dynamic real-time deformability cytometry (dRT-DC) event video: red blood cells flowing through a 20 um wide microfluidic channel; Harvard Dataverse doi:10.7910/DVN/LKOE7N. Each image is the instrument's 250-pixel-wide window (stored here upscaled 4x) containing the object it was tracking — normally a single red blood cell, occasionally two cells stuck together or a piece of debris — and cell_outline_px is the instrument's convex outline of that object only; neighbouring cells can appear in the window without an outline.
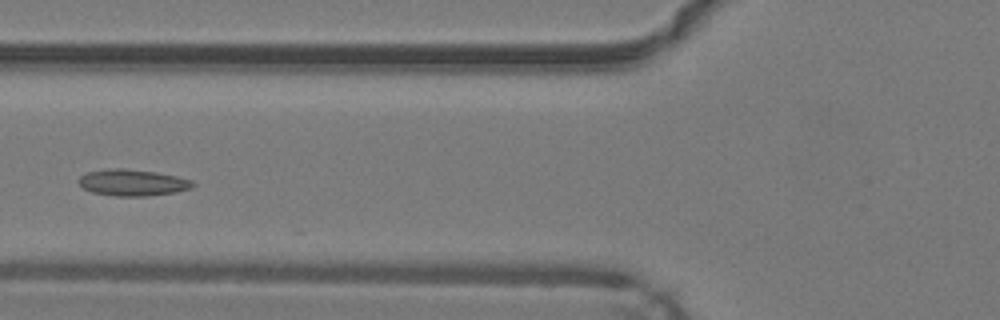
{"species": "common noctule bat (a hibernating species)", "species_latin": "Nyctalus noctula", "temperature_condition": "warm", "stored_images_in_passage": 15, "camera_frame_rate_fps": 3000, "um_per_image_px": 0.085, "animal": {"sex": "male", "body_mass_g": 19.2, "forearm_length_mm": 51.8}, "frame": {"image": 1, "passage_image": 7, "time_ms": 2.0, "image_size_px": [1000, 320], "cell_outline_px": [[196, 184], [192, 188], [176, 192], [148, 196], [116, 196], [92, 192], [84, 188], [76, 180], [80, 176], [88, 172], [112, 168], [124, 168], [156, 172], [176, 176], [192, 180]], "centroid_in_image_um": [11.29, 15.52], "position_along_channel_um": 114.5, "area_um2": 17.63}}
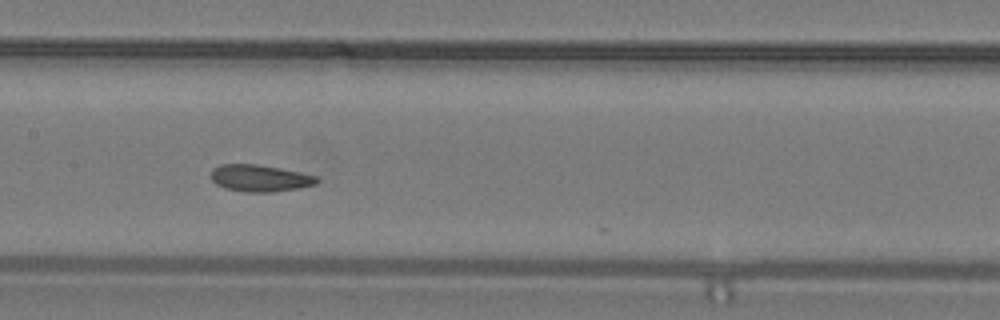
{"frame": {"image": 2, "passage_image": 12, "time_ms": 3.667, "image_size_px": [1000, 320], "cell_outline_px": [[320, 180], [316, 184], [300, 188], [272, 192], [248, 192], [224, 188], [216, 184], [208, 176], [212, 168], [220, 164], [256, 164], [280, 168], [316, 176]], "centroid_in_image_um": [22.04, 15.14], "position_along_channel_um": 185.4, "area_um2": 16.7}}